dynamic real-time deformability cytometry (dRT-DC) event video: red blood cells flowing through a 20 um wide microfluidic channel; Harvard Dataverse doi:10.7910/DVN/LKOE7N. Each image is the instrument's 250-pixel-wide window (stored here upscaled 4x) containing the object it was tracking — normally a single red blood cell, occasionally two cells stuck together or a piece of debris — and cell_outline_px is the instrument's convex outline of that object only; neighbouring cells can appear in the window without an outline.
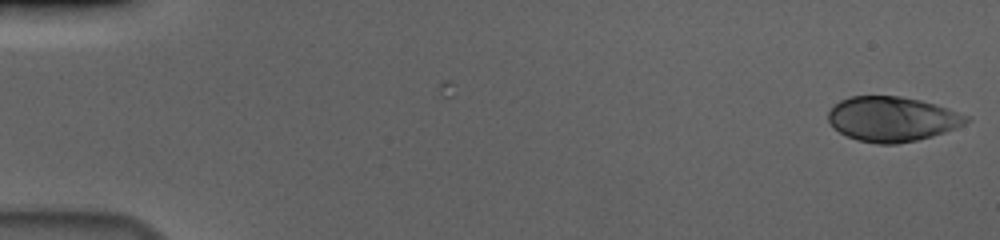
{"species": "human", "species_latin": "Homo sapiens", "temperature_condition": "cold", "stored_images_in_passage": 56, "camera_frame_rate_fps": 3000, "um_per_image_px": 0.085, "donor": {"sex": "male"}, "frame": {"image": 1, "passage_image": 1, "time_ms": 0.0, "image_size_px": [1000, 240], "cell_outline_px": [[972, 116], [964, 124], [956, 128], [932, 136], [916, 140], [896, 144], [876, 144], [856, 140], [840, 132], [828, 120], [828, 112], [840, 100], [852, 96], [900, 96], [920, 100]], "centroid_in_image_um": [75.84, 10.12], "position_along_channel_um": 9.2, "area_um2": 35.84}}
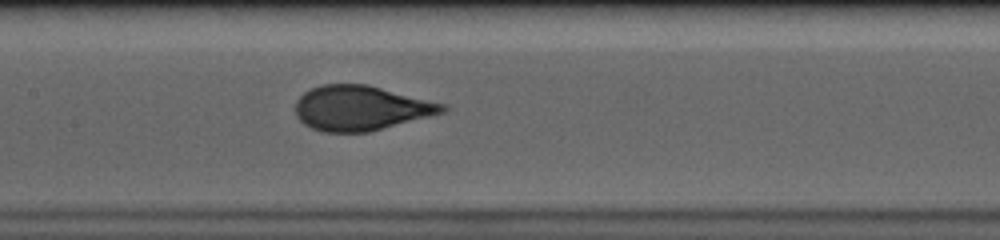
{"frame": {"image": 2, "passage_image": 28, "time_ms": 9.0, "image_size_px": [1000, 240], "cell_outline_px": [[448, 108], [444, 112], [368, 132], [320, 132], [304, 124], [296, 116], [296, 100], [304, 92], [320, 84], [368, 84], [448, 104]], "centroid_in_image_um": [30.67, 9.17], "position_along_channel_um": 176.7, "area_um2": 38.49}}
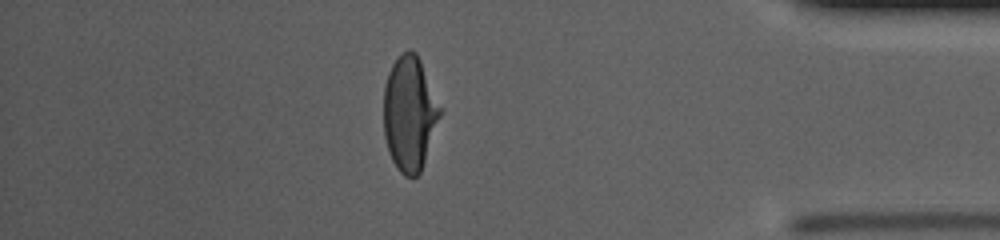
{"frame": {"image": 3, "passage_image": 49, "time_ms": 16.0, "image_size_px": [1000, 240], "cell_outline_px": [[440, 116], [420, 172], [416, 176], [404, 176], [396, 168], [388, 152], [384, 136], [384, 88], [388, 72], [392, 64], [400, 52], [408, 48], [416, 52], [420, 60], [440, 108]], "centroid_in_image_um": [34.77, 9.63], "position_along_channel_um": 400.4, "area_um2": 37.28}, "authors_computed_cell_mechanics": {"area_um2": 38.0324, "velocity_mm_per_s": 3.6629, "shape_relaxation_time_tau1_ms": 4.1006, "shape_relaxation_time_tau2_ms": null, "deformation_change_tau1": 0.1873, "deformation_change_tau2": null}}